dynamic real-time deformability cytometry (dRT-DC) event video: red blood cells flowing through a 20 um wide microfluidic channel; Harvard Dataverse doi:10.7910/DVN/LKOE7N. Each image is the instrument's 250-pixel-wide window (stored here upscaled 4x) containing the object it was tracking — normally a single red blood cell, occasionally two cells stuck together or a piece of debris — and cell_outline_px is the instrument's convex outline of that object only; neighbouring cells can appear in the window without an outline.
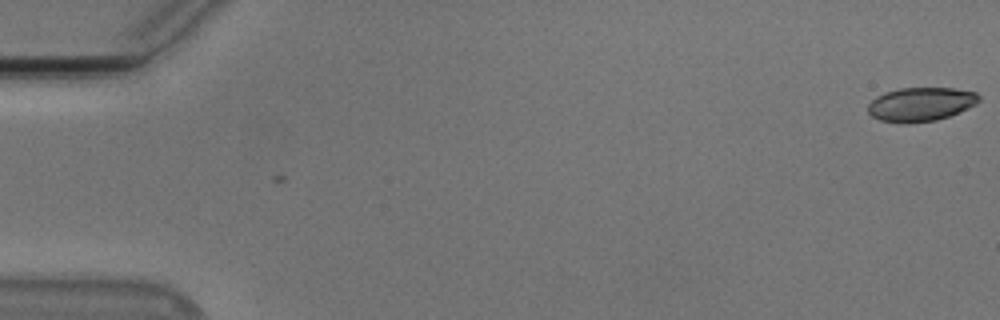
{"species": "Egyptian fruit bat (a non-hibernating species)", "species_latin": "Rousettus aegyptiacus", "temperature_condition": "cold", "stored_images_in_passage": 2, "camera_frame_rate_fps": 3000, "um_per_image_px": 0.085, "animal": {"sex": "male"}, "frame": {"image": 1, "passage_image": 1, "time_ms": 0.0, "image_size_px": [1000, 320], "cell_outline_px": [[980, 100], [976, 104], [960, 112], [936, 120], [908, 124], [904, 124], [880, 120], [872, 116], [868, 112], [868, 104], [876, 96], [884, 92], [900, 88], [952, 88], [976, 92], [980, 96]], "centroid_in_image_um": [78.25, 8.87], "position_along_channel_um": 6.7, "area_um2": 22.08}}